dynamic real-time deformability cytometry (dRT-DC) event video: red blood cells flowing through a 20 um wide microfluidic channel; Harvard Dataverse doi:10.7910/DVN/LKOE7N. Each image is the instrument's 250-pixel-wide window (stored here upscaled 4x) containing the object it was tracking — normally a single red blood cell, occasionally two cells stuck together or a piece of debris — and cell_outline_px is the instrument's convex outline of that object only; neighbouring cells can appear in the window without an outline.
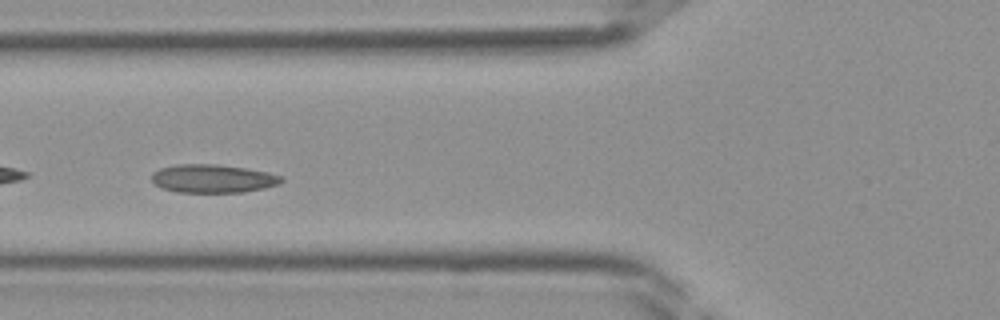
{"species": "Egyptian fruit bat (a non-hibernating species)", "species_latin": "Rousettus aegyptiacus", "temperature_condition": "room temperature", "stored_images_in_passage": 28, "camera_frame_rate_fps": 3000, "um_per_image_px": 0.085, "frame": {"image": 1, "passage_image": 8, "time_ms": 2.333, "image_size_px": [1000, 320], "cell_outline_px": [[284, 180], [280, 184], [264, 188], [244, 192], [176, 192], [160, 188], [152, 180], [152, 172], [160, 168], [176, 164], [216, 164], [244, 168], [268, 172], [284, 176]], "centroid_in_image_um": [18.1, 15.18], "position_along_channel_um": 107.7, "area_um2": 21.56}}
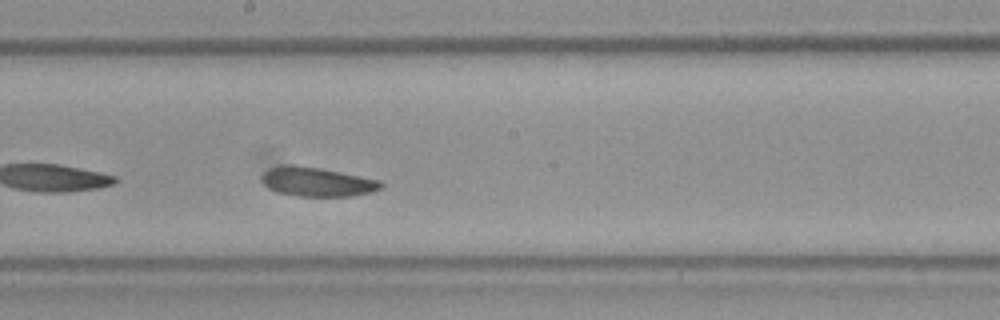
{"frame": {"image": 2, "passage_image": 15, "time_ms": 4.667, "image_size_px": [1000, 320], "cell_outline_px": [[384, 184], [380, 188], [372, 192], [352, 196], [296, 196], [276, 192], [268, 188], [264, 184], [260, 176], [268, 168], [280, 164], [292, 164], [320, 168], [380, 180]], "centroid_in_image_um": [26.9, 15.45], "position_along_channel_um": 221.3, "area_um2": 20.46}}
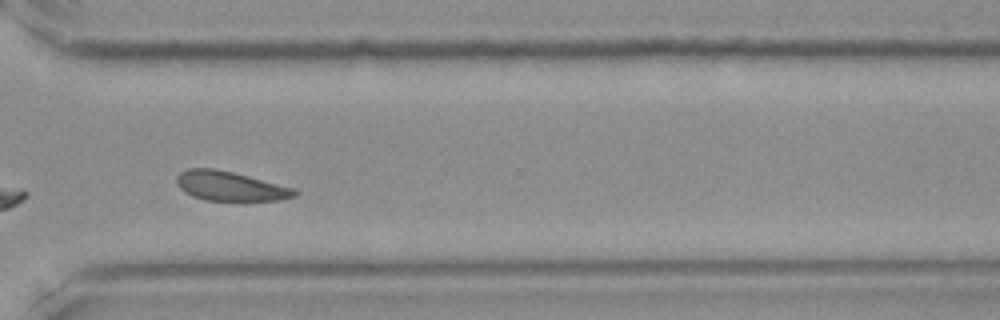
{"frame": {"image": 3, "passage_image": 23, "time_ms": 7.333, "image_size_px": [1000, 320], "cell_outline_px": [[300, 192], [296, 196], [280, 200], [204, 200], [192, 196], [184, 192], [180, 188], [176, 180], [176, 176], [180, 172], [188, 168], [212, 168], [232, 172], [248, 176], [292, 188]], "centroid_in_image_um": [19.53, 15.82], "position_along_channel_um": 351.1, "area_um2": 20.0}}